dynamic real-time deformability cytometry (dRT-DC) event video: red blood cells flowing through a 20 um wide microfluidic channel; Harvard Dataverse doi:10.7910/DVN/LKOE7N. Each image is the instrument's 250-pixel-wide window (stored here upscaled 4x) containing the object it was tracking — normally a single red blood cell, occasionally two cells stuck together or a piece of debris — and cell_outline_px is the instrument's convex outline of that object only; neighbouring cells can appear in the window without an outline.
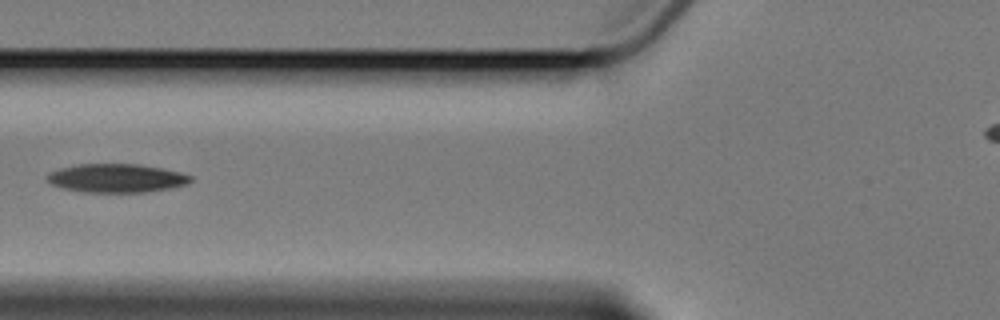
{"species": "Egyptian fruit bat (a non-hibernating species)", "species_latin": "Rousettus aegyptiacus", "temperature_condition": "cold", "stored_images_in_passage": 8, "camera_frame_rate_fps": 3000, "um_per_image_px": 0.085, "animal": {"sex": "female"}, "frame": {"image": 1, "passage_image": 4, "time_ms": 3.667, "image_size_px": [1000, 320], "cell_outline_px": [[192, 180], [188, 184], [172, 188], [144, 192], [80, 192], [64, 188], [52, 184], [48, 180], [48, 172], [60, 168], [80, 164], [140, 164], [180, 172], [192, 176]], "centroid_in_image_um": [9.93, 15.14], "position_along_channel_um": 115.9, "area_um2": 23.87}}
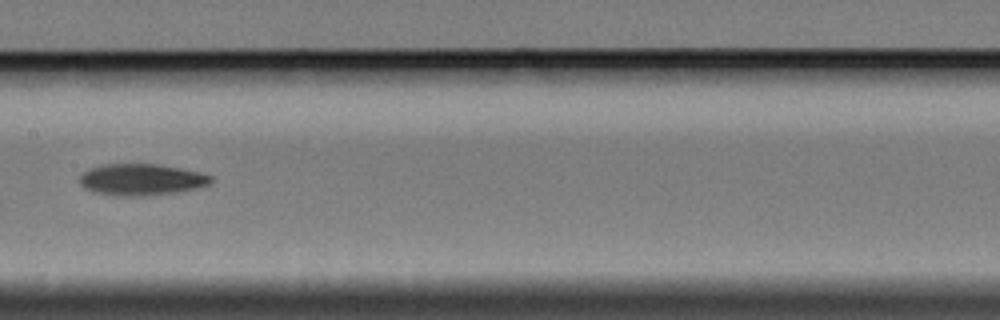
{"frame": {"image": 2, "passage_image": 6, "time_ms": 6.0, "image_size_px": [1000, 320], "cell_outline_px": [[212, 180], [208, 184], [196, 188], [176, 192], [128, 196], [96, 192], [84, 188], [80, 184], [80, 176], [88, 168], [104, 164], [160, 164], [180, 168], [212, 176]], "centroid_in_image_um": [11.98, 15.24], "position_along_channel_um": 195.4, "area_um2": 23.58}}
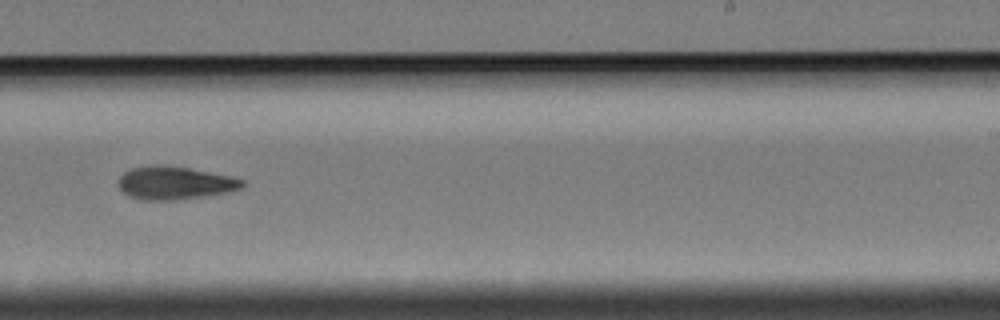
{"frame": {"image": 3, "passage_image": 8, "time_ms": 8.333, "image_size_px": [1000, 320], "cell_outline_px": [[244, 184], [240, 188], [228, 192], [204, 196], [176, 200], [140, 200], [128, 196], [120, 188], [116, 180], [124, 172], [132, 168], [152, 164], [160, 164], [188, 168], [228, 176], [244, 180]], "centroid_in_image_um": [14.78, 15.55], "position_along_channel_um": 274.2, "area_um2": 23.81}}